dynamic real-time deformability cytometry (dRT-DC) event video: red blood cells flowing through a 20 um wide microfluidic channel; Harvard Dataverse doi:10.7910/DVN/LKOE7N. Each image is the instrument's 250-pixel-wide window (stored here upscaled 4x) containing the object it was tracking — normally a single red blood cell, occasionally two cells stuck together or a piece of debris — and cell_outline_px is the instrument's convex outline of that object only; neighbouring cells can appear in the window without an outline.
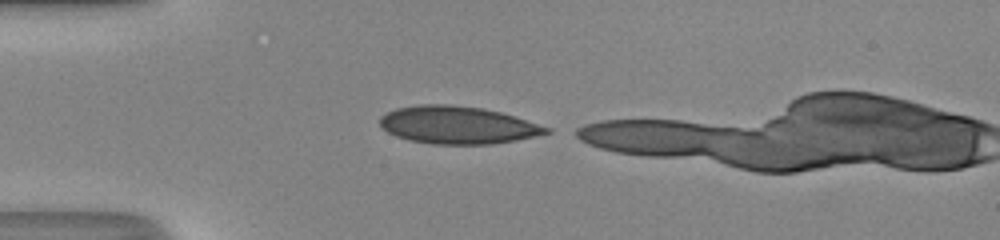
{"species": "human", "species_latin": "Homo sapiens", "temperature_condition": "room temperature", "stored_images_in_passage": 29, "camera_frame_rate_fps": 3000, "um_per_image_px": 0.085, "donor": {"sex": "male"}, "frame": {"image": 1, "passage_image": 1, "time_ms": 0.0, "image_size_px": [1000, 240], "cell_outline_px": [[552, 132], [536, 136], [516, 140], [492, 144], [432, 144], [408, 140], [396, 136], [388, 132], [380, 124], [380, 116], [396, 108], [420, 104], [452, 104], [480, 108], [500, 112], [552, 128]], "centroid_in_image_um": [38.9, 10.63], "position_along_channel_um": 46.1, "area_um2": 36.41}}
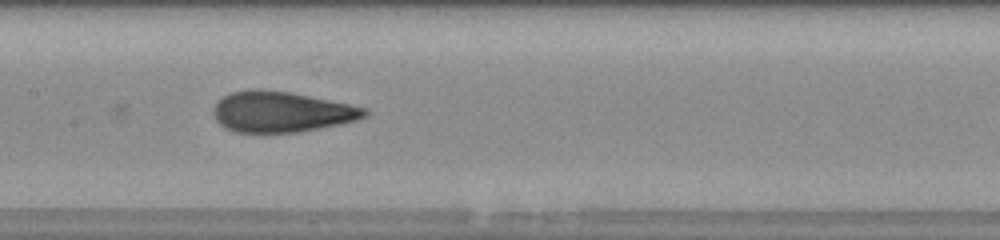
{"frame": {"image": 2, "passage_image": 12, "time_ms": 3.667, "image_size_px": [1000, 240], "cell_outline_px": [[368, 116], [356, 120], [340, 124], [296, 132], [236, 132], [224, 128], [216, 120], [216, 104], [224, 96], [232, 92], [288, 92], [368, 108]], "centroid_in_image_um": [23.99, 9.55], "position_along_channel_um": 183.4, "area_um2": 34.45}}
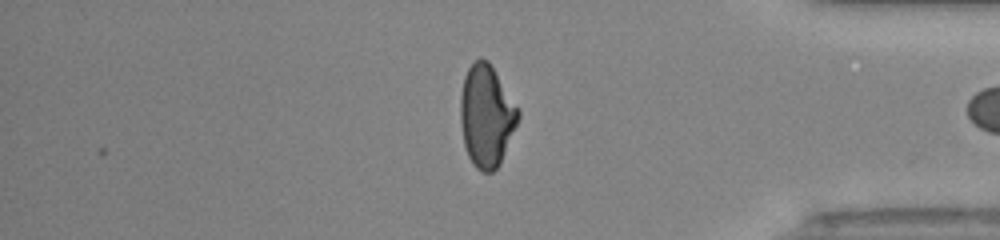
{"frame": {"image": 3, "passage_image": 28, "time_ms": 9.0, "image_size_px": [1000, 240], "cell_outline_px": [[520, 116], [500, 164], [492, 172], [480, 172], [472, 164], [468, 156], [464, 144], [460, 120], [460, 96], [464, 76], [468, 68], [480, 56], [488, 60], [520, 108]], "centroid_in_image_um": [41.35, 9.84], "position_along_channel_um": 393.8, "area_um2": 34.62}}